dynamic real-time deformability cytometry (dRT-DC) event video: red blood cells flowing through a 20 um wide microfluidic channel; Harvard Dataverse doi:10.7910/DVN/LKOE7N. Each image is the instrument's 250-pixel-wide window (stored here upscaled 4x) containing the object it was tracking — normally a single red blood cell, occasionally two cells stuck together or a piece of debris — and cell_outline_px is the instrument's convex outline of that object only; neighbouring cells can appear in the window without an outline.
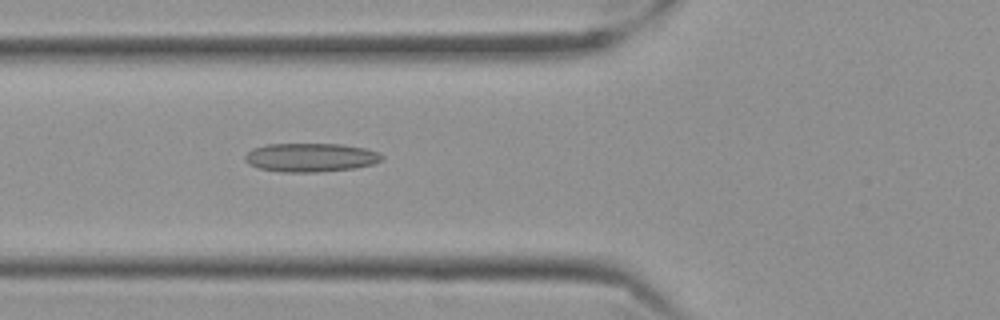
{"species": "Egyptian fruit bat (a non-hibernating species)", "species_latin": "Rousettus aegyptiacus", "temperature_condition": "cold", "stored_images_in_passage": 58, "camera_frame_rate_fps": 3000, "um_per_image_px": 0.085, "frame": {"image": 1, "passage_image": 22, "time_ms": 7.0, "image_size_px": [1000, 320], "cell_outline_px": [[384, 156], [380, 160], [372, 164], [356, 168], [316, 172], [280, 172], [260, 168], [248, 164], [244, 160], [244, 156], [252, 148], [268, 144], [340, 144], [364, 148], [376, 152]], "centroid_in_image_um": [26.36, 13.38], "position_along_channel_um": 99.4, "area_um2": 22.83}}
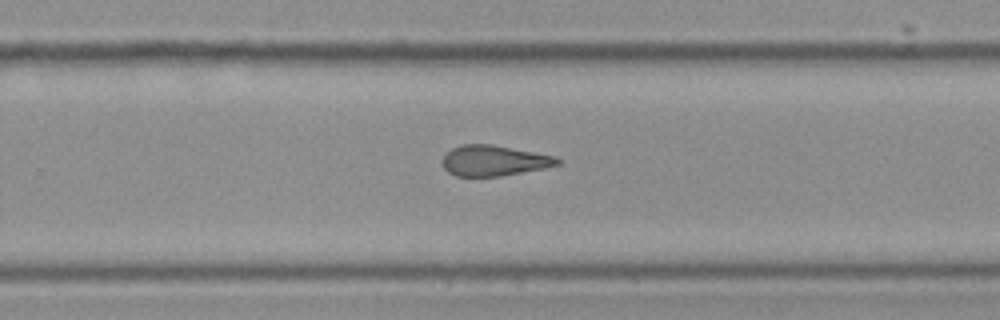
{"frame": {"image": 2, "passage_image": 38, "time_ms": 12.333, "image_size_px": [1000, 320], "cell_outline_px": [[564, 160], [560, 164], [544, 168], [500, 176], [456, 176], [448, 172], [444, 168], [444, 156], [452, 148], [460, 144], [492, 144], [556, 156]], "centroid_in_image_um": [42.03, 13.64], "position_along_channel_um": 287.8, "area_um2": 20.46}}
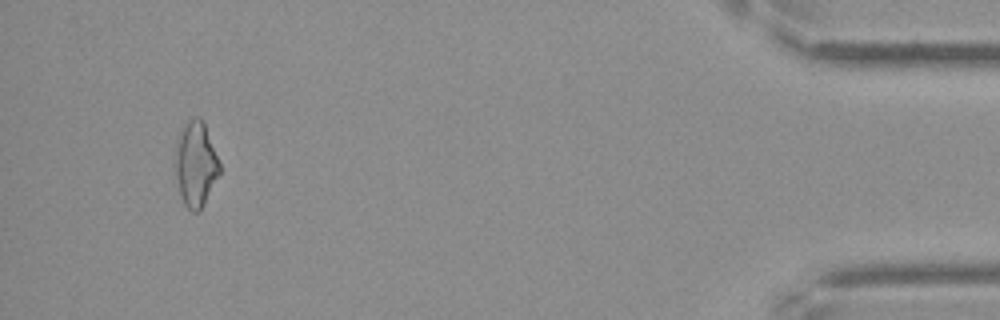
{"frame": {"image": 3, "passage_image": 55, "time_ms": 18.0, "image_size_px": [1000, 320], "cell_outline_px": [[220, 172], [200, 212], [192, 212], [184, 204], [180, 192], [172, 164], [176, 144], [180, 128], [188, 120], [196, 116], [200, 116], [204, 120], [220, 164]], "centroid_in_image_um": [16.6, 13.91], "position_along_channel_um": 418.6, "area_um2": 22.48}, "authors_computed_cell_mechanics": {"area_um2": 22.0507, "velocity_mm_per_s": 3.5195, "shape_relaxation_time_tau1_ms": null, "shape_relaxation_time_tau2_ms": 3.2872, "deformation_change_tau1": null, "deformation_change_tau2": 0.1223}}